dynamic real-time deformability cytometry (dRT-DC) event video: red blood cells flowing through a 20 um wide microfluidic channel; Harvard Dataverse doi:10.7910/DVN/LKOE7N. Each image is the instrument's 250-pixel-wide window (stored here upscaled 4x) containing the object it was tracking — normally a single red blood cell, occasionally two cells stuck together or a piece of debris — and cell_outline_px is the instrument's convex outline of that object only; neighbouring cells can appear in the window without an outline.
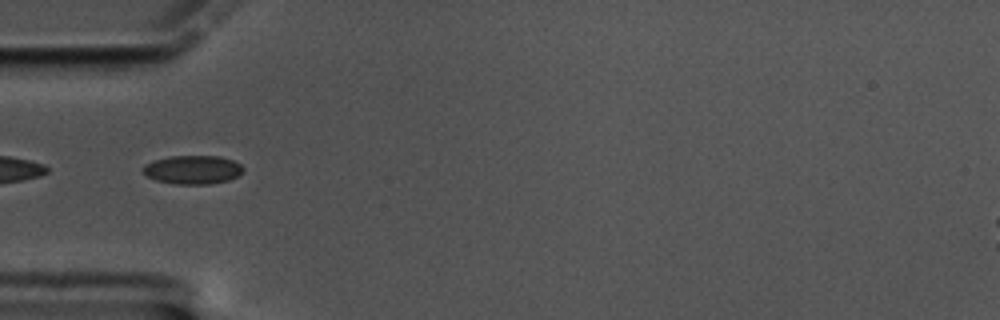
{"species": "common noctule bat (a hibernating species)", "species_latin": "Nyctalus noctula", "temperature_condition": "cold", "stored_images_in_passage": 7, "camera_frame_rate_fps": 3000, "um_per_image_px": 0.085, "animal": {"sex": "male", "body_mass_g": 17.5, "forearm_length_mm": 52.3}, "frame": {"image": 1, "passage_image": 1, "time_ms": 0.0, "image_size_px": [1000, 320], "cell_outline_px": [[244, 172], [228, 180], [208, 184], [176, 184], [156, 180], [148, 176], [140, 168], [144, 164], [156, 160], [172, 156], [220, 156], [232, 160], [240, 164], [244, 168]], "centroid_in_image_um": [16.39, 14.42], "position_along_channel_um": 68.6, "area_um2": 16.65}}